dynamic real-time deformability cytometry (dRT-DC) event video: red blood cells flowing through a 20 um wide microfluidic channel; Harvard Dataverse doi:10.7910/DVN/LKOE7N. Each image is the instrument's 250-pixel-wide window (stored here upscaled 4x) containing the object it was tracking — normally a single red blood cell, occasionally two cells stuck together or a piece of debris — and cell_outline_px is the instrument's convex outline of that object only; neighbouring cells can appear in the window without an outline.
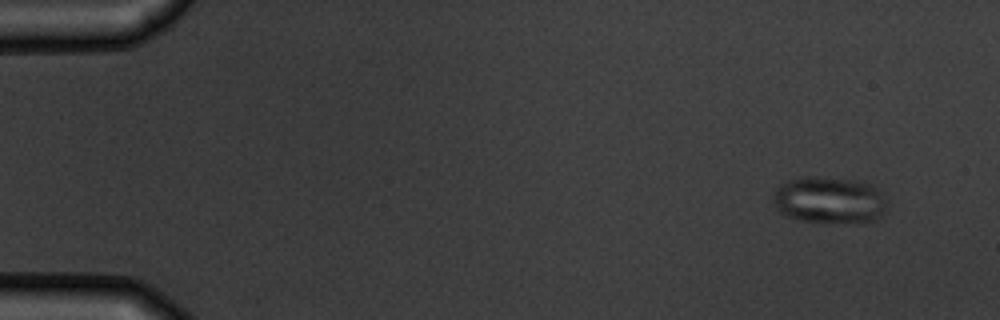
{"species": "common noctule bat (a hibernating species)", "species_latin": "Nyctalus noctula", "temperature_condition": "warm", "stored_images_in_passage": 8, "camera_frame_rate_fps": 3000, "um_per_image_px": 0.085, "animal": {"sex": "male", "body_mass_g": 19.5, "forearm_length_mm": 54.6}, "frame": {"image": 1, "passage_image": 1, "time_ms": 0.0, "image_size_px": [1000, 320], "cell_outline_px": [[884, 212], [880, 216], [872, 220], [800, 220], [788, 216], [780, 212], [776, 208], [772, 200], [772, 192], [780, 184], [788, 180], [808, 176], [816, 176], [856, 180], [872, 184], [876, 188], [884, 200]], "centroid_in_image_um": [70.4, 16.94], "position_along_channel_um": 14.6, "area_um2": 30.11}}